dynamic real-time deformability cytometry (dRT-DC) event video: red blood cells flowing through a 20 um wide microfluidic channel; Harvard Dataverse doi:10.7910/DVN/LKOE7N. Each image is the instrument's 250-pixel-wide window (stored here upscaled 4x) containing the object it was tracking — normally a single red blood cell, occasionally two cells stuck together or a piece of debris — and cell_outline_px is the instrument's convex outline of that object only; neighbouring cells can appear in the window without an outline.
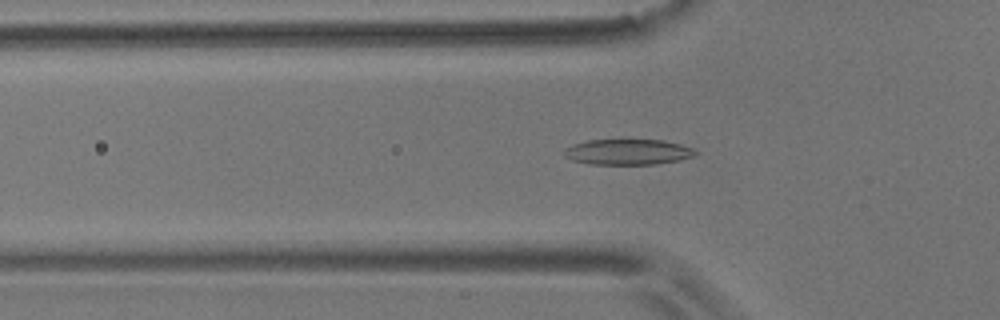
{"species": "common noctule bat (a hibernating species)", "species_latin": "Nyctalus noctula", "temperature_condition": "room temperature", "stored_images_in_passage": 53, "camera_frame_rate_fps": 3000, "um_per_image_px": 0.085, "animal": {"sex": "male", "body_mass_g": 17.9}, "frame": {"image": 1, "passage_image": 15, "time_ms": 4.667, "image_size_px": [1000, 320], "cell_outline_px": [[696, 152], [692, 156], [680, 160], [656, 164], [588, 164], [572, 160], [564, 156], [564, 148], [572, 144], [588, 140], [664, 140], [680, 144], [692, 148]], "centroid_in_image_um": [53.32, 12.91], "position_along_channel_um": 72.5, "area_um2": 19.54}}
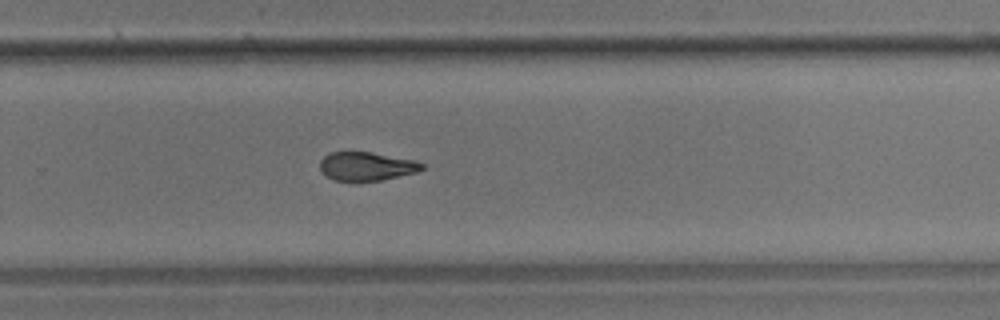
{"frame": {"image": 2, "passage_image": 34, "time_ms": 11.0, "image_size_px": [1000, 320], "cell_outline_px": [[424, 168], [416, 172], [380, 180], [332, 180], [324, 176], [320, 172], [320, 160], [328, 152], [372, 152], [412, 160], [424, 164]], "centroid_in_image_um": [31.08, 14.13], "position_along_channel_um": 298.7, "area_um2": 16.88}}
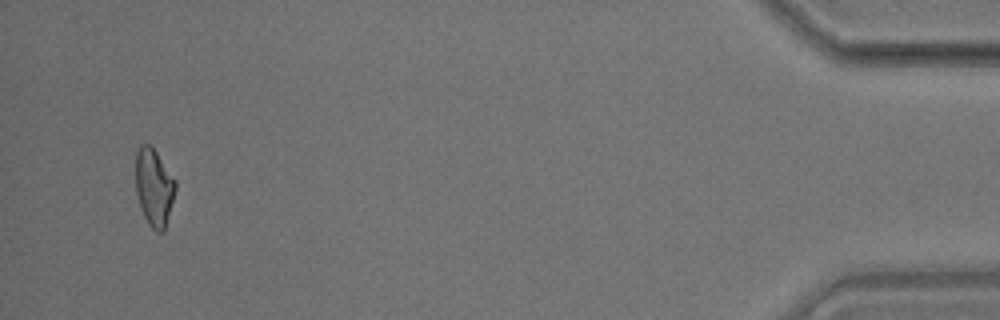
{"frame": {"image": 3, "passage_image": 51, "time_ms": 16.667, "image_size_px": [1000, 320], "cell_outline_px": [[176, 188], [164, 232], [156, 232], [148, 224], [140, 208], [136, 192], [136, 152], [140, 144], [152, 144], [176, 180]], "centroid_in_image_um": [13.09, 15.89], "position_along_channel_um": 422.1, "area_um2": 18.21}, "authors_computed_cell_mechanics": {"area_um2": 18.3804, "velocity_mm_per_s": 3.5665, "shape_relaxation_time_tau1_ms": 6.0829, "shape_relaxation_time_tau2_ms": 3.0146, "deformation_change_tau1": 0.1697, "deformation_change_tau2": 0.1083}}